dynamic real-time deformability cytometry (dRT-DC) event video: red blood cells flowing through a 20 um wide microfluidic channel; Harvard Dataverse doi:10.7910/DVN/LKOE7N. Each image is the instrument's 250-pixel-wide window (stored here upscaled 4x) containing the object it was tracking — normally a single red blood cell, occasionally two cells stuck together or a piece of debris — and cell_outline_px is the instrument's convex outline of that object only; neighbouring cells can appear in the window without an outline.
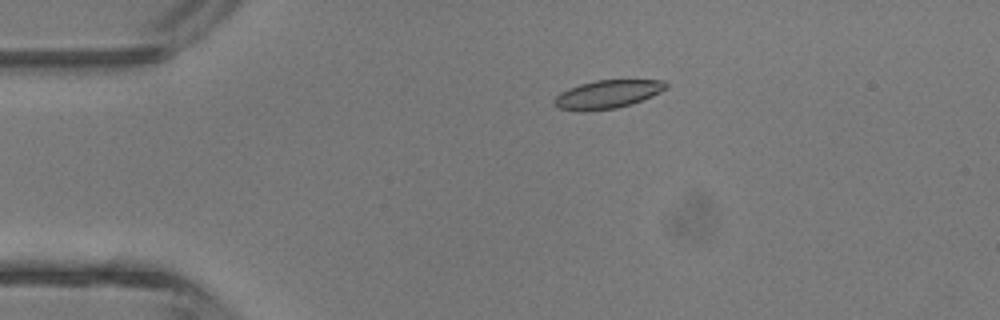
{"species": "common noctule bat (a hibernating species)", "species_latin": "Nyctalus noctula", "temperature_condition": "room temperature", "stored_images_in_passage": 4, "camera_frame_rate_fps": 3000, "um_per_image_px": 0.085, "animal": {"sex": "male", "body_mass_g": 13.3}, "frame": {"image": 1, "passage_image": 3, "time_ms": 2.333, "image_size_px": [1000, 320], "cell_outline_px": [[668, 88], [652, 96], [632, 104], [616, 108], [584, 112], [560, 108], [552, 104], [552, 100], [560, 92], [568, 88], [580, 84], [596, 80], [664, 80], [668, 84]], "centroid_in_image_um": [51.62, 8.02], "position_along_channel_um": 33.4, "area_um2": 18.61}}